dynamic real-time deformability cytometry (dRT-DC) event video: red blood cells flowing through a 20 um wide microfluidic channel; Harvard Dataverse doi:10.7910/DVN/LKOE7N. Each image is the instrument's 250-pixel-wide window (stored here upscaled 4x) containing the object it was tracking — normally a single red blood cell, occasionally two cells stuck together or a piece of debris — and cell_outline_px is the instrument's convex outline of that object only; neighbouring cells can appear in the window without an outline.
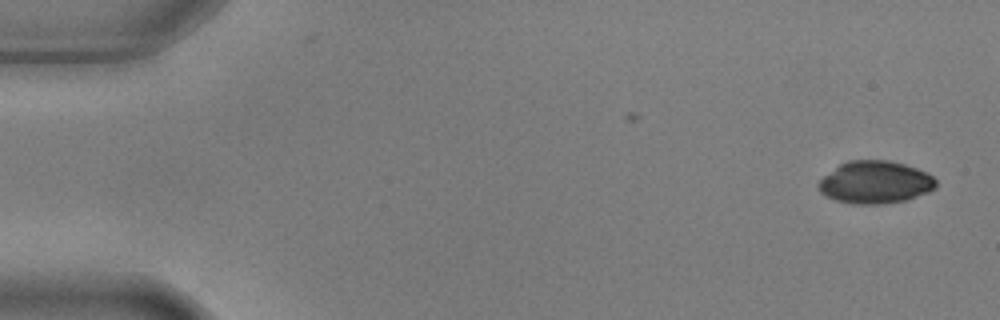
{"species": "common noctule bat (a hibernating species)", "species_latin": "Nyctalus noctula", "temperature_condition": "warm", "stored_images_in_passage": 2, "camera_frame_rate_fps": 3000, "um_per_image_px": 0.085, "animal": {"sex": "male", "body_mass_g": 17.9, "forearm_length_mm": 54.2}, "frame": {"image": 1, "passage_image": 2, "time_ms": 0.333, "image_size_px": [1000, 320], "cell_outline_px": [[936, 188], [928, 192], [904, 200], [884, 204], [852, 204], [836, 200], [820, 192], [816, 184], [824, 176], [840, 164], [848, 160], [888, 160], [904, 164], [928, 172], [936, 180]], "centroid_in_image_um": [74.39, 15.49], "position_along_channel_um": 10.6, "area_um2": 29.07}}